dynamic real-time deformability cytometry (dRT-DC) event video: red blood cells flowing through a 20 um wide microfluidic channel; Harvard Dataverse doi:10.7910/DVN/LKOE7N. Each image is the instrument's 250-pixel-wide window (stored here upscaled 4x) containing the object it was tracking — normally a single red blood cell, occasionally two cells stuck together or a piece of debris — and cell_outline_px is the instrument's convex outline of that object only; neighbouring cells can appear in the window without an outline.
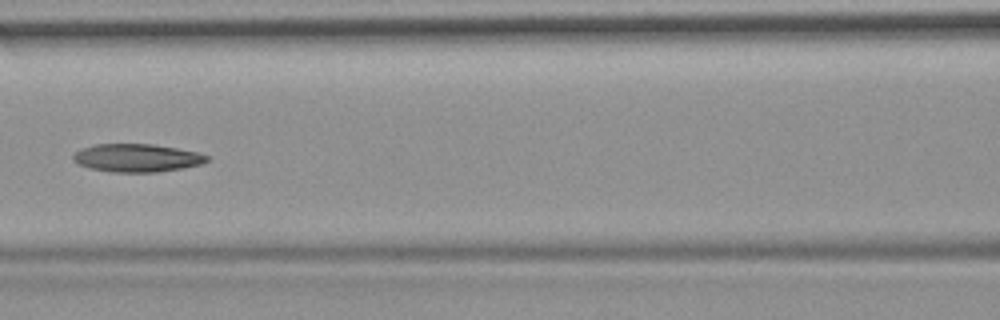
{"species": "common noctule bat (a hibernating species)", "species_latin": "Nyctalus noctula", "temperature_condition": "room temperature", "stored_images_in_passage": 7, "camera_frame_rate_fps": 3000, "um_per_image_px": 0.085, "animal": {"sex": "female", "body_mass_g": 19.9}, "frame": {"image": 1, "passage_image": 4, "time_ms": 1.0, "image_size_px": [1000, 320], "cell_outline_px": [[208, 160], [200, 164], [184, 168], [156, 172], [112, 172], [88, 168], [72, 160], [72, 156], [80, 148], [92, 144], [152, 144], [176, 148], [196, 152], [208, 156]], "centroid_in_image_um": [11.59, 13.42], "position_along_channel_um": 155.0, "area_um2": 21.85}}
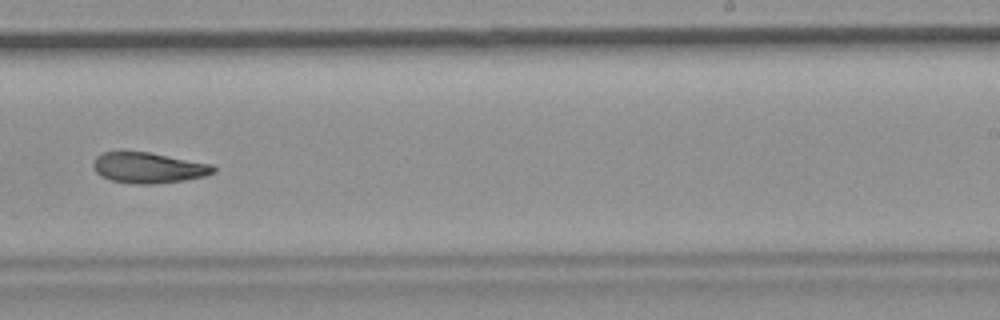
{"frame": {"image": 2, "passage_image": 7, "time_ms": 2.0, "image_size_px": [1000, 320], "cell_outline_px": [[216, 172], [204, 176], [184, 180], [152, 184], [136, 184], [112, 180], [100, 176], [92, 168], [92, 164], [96, 156], [100, 152], [148, 152], [212, 164], [216, 168]], "centroid_in_image_um": [12.6, 14.26], "position_along_channel_um": 276.4, "area_um2": 21.44}}